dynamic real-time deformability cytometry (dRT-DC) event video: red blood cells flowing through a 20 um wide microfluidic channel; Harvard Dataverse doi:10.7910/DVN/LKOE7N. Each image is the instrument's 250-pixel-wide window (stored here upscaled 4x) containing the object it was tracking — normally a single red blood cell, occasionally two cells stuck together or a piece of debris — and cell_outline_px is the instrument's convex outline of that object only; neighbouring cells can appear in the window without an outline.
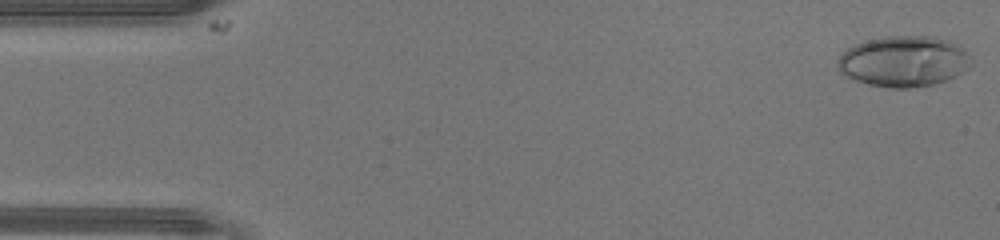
{"species": "human", "species_latin": "Homo sapiens", "temperature_condition": "warm", "stored_images_in_passage": 44, "camera_frame_rate_fps": 3000, "um_per_image_px": 0.085, "donor": {"sex": "male"}, "frame": {"image": 1, "passage_image": 1, "time_ms": 0.0, "image_size_px": [1000, 240], "cell_outline_px": [[972, 64], [968, 68], [944, 80], [932, 84], [908, 88], [888, 88], [868, 84], [856, 80], [840, 72], [836, 64], [840, 56], [848, 48], [856, 44], [868, 40], [888, 36], [928, 36], [944, 40], [956, 44], [964, 52]], "centroid_in_image_um": [76.75, 5.22], "position_along_channel_um": 8.2, "area_um2": 38.67}}
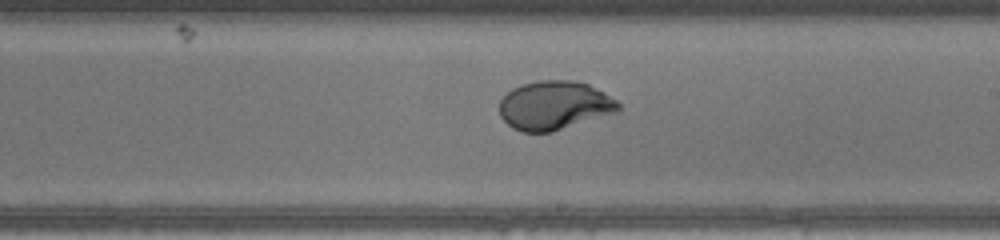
{"frame": {"image": 2, "passage_image": 25, "time_ms": 8.0, "image_size_px": [1000, 240], "cell_outline_px": [[620, 108], [616, 112], [552, 132], [520, 132], [512, 128], [500, 116], [500, 100], [512, 88], [520, 84], [540, 80], [572, 80], [588, 84], [604, 92], [616, 100], [620, 104]], "centroid_in_image_um": [47.1, 8.96], "position_along_channel_um": 241.9, "area_um2": 33.81}}
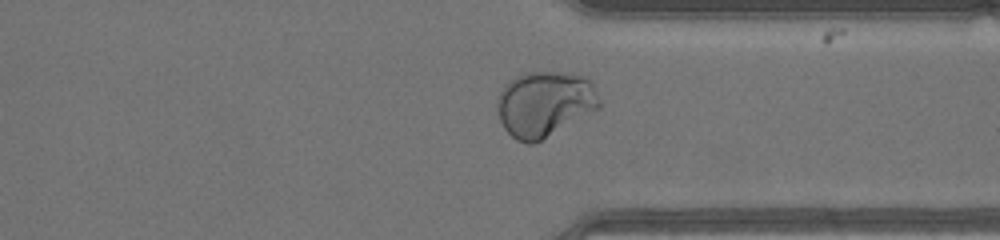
{"frame": {"image": 3, "passage_image": 33, "time_ms": 10.667, "image_size_px": [1000, 240], "cell_outline_px": [[600, 108], [540, 140], [532, 144], [528, 144], [516, 140], [504, 128], [500, 120], [496, 108], [496, 96], [504, 84], [508, 80], [524, 72], [560, 72], [588, 76], [600, 100]], "centroid_in_image_um": [46.26, 8.8], "position_along_channel_um": 365.1, "area_um2": 39.25}}